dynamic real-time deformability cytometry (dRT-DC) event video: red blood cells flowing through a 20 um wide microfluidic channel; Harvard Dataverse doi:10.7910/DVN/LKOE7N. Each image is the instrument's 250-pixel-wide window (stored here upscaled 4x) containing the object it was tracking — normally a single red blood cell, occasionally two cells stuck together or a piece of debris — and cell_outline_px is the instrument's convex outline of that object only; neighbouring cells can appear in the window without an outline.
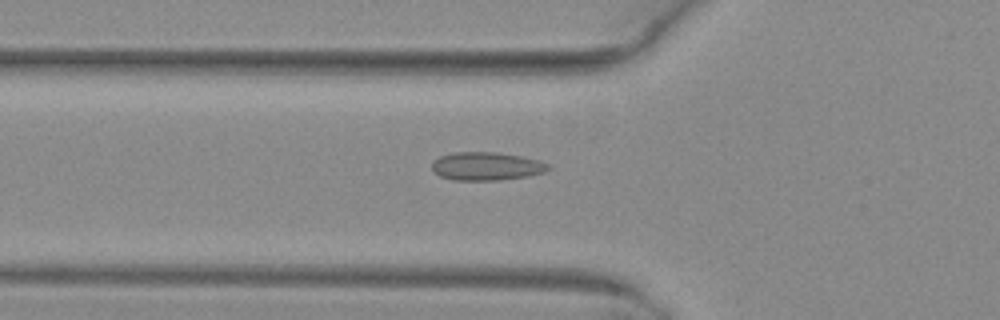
{"species": "common noctule bat (a hibernating species)", "species_latin": "Nyctalus noctula", "temperature_condition": "warm", "stored_images_in_passage": 35, "camera_frame_rate_fps": 3000, "um_per_image_px": 0.085, "animal": {"sex": "female", "body_mass_g": 29.2, "forearm_length_mm": 56.3}, "frame": {"image": 1, "passage_image": 8, "time_ms": 2.333, "image_size_px": [1000, 320], "cell_outline_px": [[552, 168], [544, 172], [528, 176], [496, 180], [452, 180], [440, 176], [432, 172], [432, 164], [440, 156], [456, 152], [496, 152], [520, 156], [540, 160], [548, 164]], "centroid_in_image_um": [41.35, 14.13], "position_along_channel_um": 84.4, "area_um2": 19.13}}
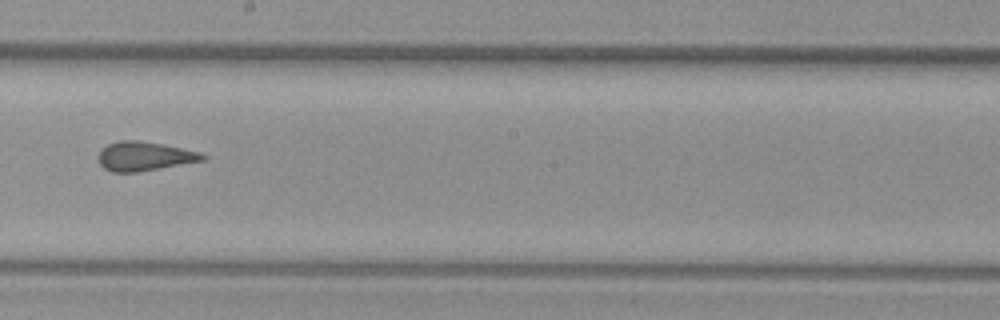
{"frame": {"image": 2, "passage_image": 19, "time_ms": 6.0, "image_size_px": [1000, 320], "cell_outline_px": [[208, 156], [204, 160], [160, 168], [136, 172], [112, 172], [104, 168], [100, 164], [96, 156], [108, 144], [120, 140], [136, 140], [160, 144], [200, 152]], "centroid_in_image_um": [12.25, 13.29], "position_along_channel_um": 236.0, "area_um2": 17.46}}
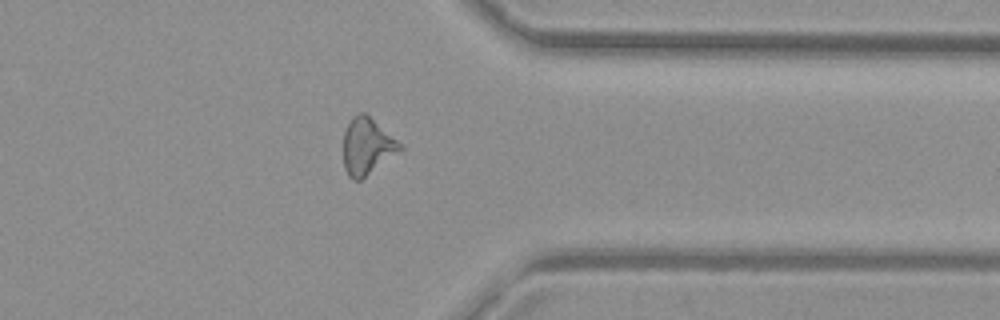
{"frame": {"image": 3, "passage_image": 30, "time_ms": 9.667, "image_size_px": [1000, 320], "cell_outline_px": [[404, 148], [360, 180], [352, 180], [348, 176], [344, 168], [344, 132], [352, 116], [360, 112], [364, 112], [396, 140]], "centroid_in_image_um": [31.16, 12.45], "position_along_channel_um": 380.2, "area_um2": 18.21}}